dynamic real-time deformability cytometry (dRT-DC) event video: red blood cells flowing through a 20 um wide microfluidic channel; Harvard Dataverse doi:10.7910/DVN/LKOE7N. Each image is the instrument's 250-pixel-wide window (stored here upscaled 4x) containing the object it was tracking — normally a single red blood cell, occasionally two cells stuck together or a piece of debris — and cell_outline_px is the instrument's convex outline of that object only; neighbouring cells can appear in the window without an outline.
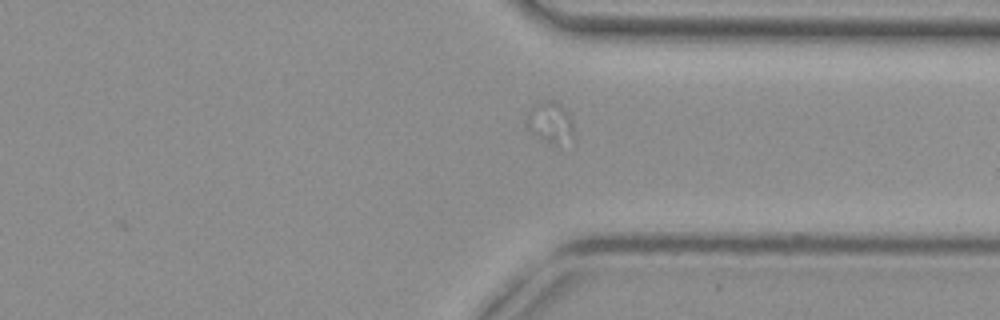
{"species": "common noctule bat (a hibernating species)", "species_latin": "Nyctalus noctula", "temperature_condition": "cold", "stored_images_in_passage": 34, "segment_of_instrument_passage": [2, 2], "camera_frame_rate_fps": 3000, "um_per_image_px": 0.085, "animal": {"sex": "female", "body_mass_g": 29.2, "forearm_length_mm": 56.3}, "frame": {"image": 1, "passage_image": 31, "time_ms": 10.0, "image_size_px": [1000, 320], "cell_outline_px": [[572, 136], [556, 144], [552, 144], [536, 136], [528, 128], [528, 124], [536, 104], [540, 100], [556, 100], [568, 112], [572, 120]], "centroid_in_image_um": [46.82, 10.36], "position_along_channel_um": 364.6, "area_um2": 10.52}}